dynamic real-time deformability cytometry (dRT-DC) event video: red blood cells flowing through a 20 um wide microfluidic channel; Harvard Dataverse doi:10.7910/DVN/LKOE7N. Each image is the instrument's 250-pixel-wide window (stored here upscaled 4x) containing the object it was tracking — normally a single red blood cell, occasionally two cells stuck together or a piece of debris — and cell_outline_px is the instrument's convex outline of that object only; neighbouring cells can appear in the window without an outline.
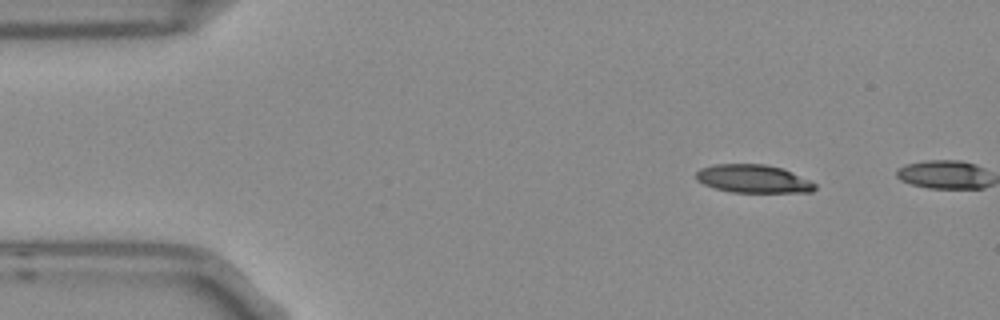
{"species": "Egyptian fruit bat (a non-hibernating species)", "species_latin": "Rousettus aegyptiacus", "temperature_condition": "room temperature", "stored_images_in_passage": 2, "camera_frame_rate_fps": 3000, "um_per_image_px": 0.085, "frame": {"image": 1, "passage_image": 1, "time_ms": 0.0, "image_size_px": [1000, 320], "cell_outline_px": [[816, 188], [812, 192], [732, 192], [716, 188], [704, 184], [696, 180], [696, 172], [700, 168], [716, 164], [768, 164], [784, 168], [816, 184]], "centroid_in_image_um": [64.02, 15.19], "position_along_channel_um": 21.0, "area_um2": 19.48}}